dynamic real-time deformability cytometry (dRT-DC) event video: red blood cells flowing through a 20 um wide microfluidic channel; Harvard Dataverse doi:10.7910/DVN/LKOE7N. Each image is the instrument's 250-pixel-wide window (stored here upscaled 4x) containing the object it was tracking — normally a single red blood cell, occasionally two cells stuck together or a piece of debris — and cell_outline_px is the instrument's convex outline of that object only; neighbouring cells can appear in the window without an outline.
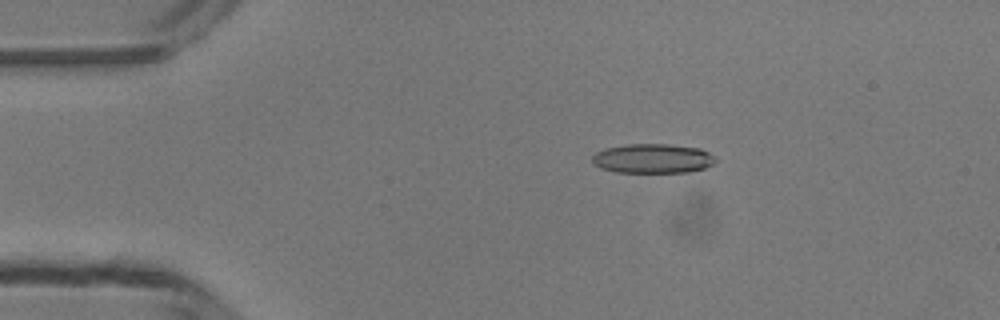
{"species": "common noctule bat (a hibernating species)", "species_latin": "Nyctalus noctula", "temperature_condition": "room temperature", "stored_images_in_passage": 11, "camera_frame_rate_fps": 3000, "um_per_image_px": 0.085, "animal": {"sex": "male", "body_mass_g": 13.3}, "frame": {"image": 1, "passage_image": 2, "time_ms": 0.333, "image_size_px": [1000, 320], "cell_outline_px": [[716, 160], [712, 164], [704, 168], [688, 172], [616, 172], [600, 168], [592, 164], [592, 156], [596, 152], [604, 148], [628, 144], [668, 144], [700, 148], [716, 156]], "centroid_in_image_um": [55.46, 13.47], "position_along_channel_um": 29.5, "area_um2": 21.27}}
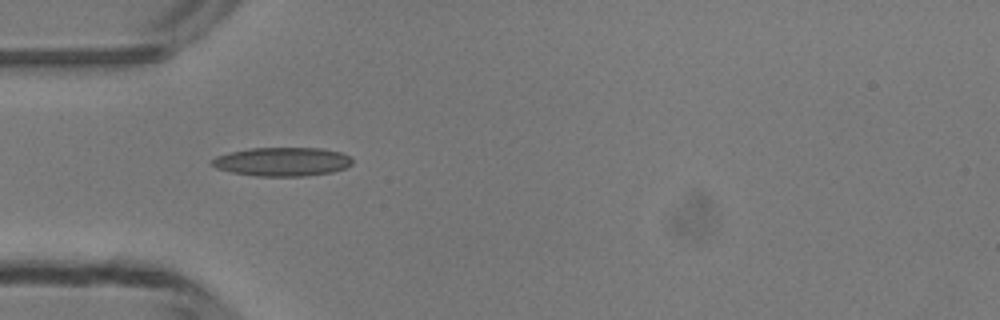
{"frame": {"image": 2, "passage_image": 8, "time_ms": 2.333, "image_size_px": [1000, 320], "cell_outline_px": [[352, 164], [344, 168], [332, 172], [304, 176], [256, 176], [232, 172], [216, 168], [212, 164], [212, 160], [216, 156], [232, 152], [252, 148], [324, 148], [340, 152], [348, 156], [352, 160]], "centroid_in_image_um": [24.01, 13.74], "position_along_channel_um": 61.0, "area_um2": 23.35}}
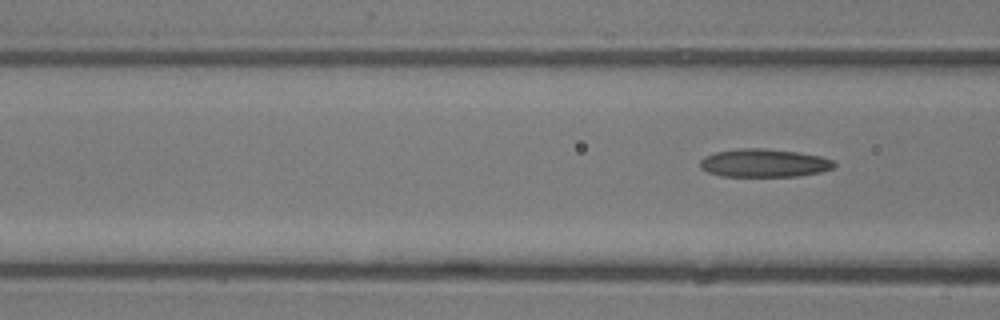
{"frame": {"image": 3, "passage_image": 11, "time_ms": 3.333, "image_size_px": [1000, 320], "cell_outline_px": [[836, 168], [820, 172], [800, 176], [720, 176], [708, 172], [700, 168], [700, 160], [704, 156], [716, 152], [736, 148], [764, 148], [796, 152], [820, 156], [832, 160], [836, 164]], "centroid_in_image_um": [64.94, 13.86], "position_along_channel_um": 101.7, "area_um2": 22.14}}